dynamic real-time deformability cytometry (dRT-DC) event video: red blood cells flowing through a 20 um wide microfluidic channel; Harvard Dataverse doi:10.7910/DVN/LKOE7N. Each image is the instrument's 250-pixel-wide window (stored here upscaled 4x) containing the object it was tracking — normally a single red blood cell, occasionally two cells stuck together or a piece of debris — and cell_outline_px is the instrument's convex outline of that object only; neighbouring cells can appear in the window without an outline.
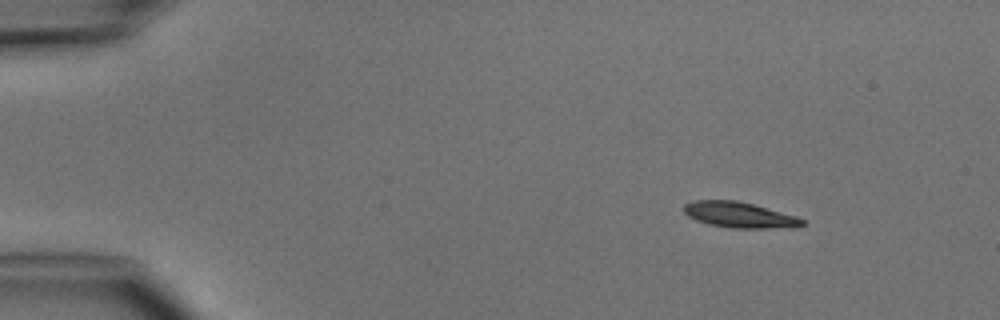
{"species": "common noctule bat (a hibernating species)", "species_latin": "Nyctalus noctula", "temperature_condition": "cold", "stored_images_in_passage": 5, "camera_frame_rate_fps": 3000, "um_per_image_px": 0.085, "animal": {"sex": "male", "body_mass_g": 15.6}, "frame": {"image": 1, "passage_image": 1, "time_ms": 0.0, "image_size_px": [1000, 320], "cell_outline_px": [[804, 224], [800, 228], [732, 228], [708, 224], [696, 220], [688, 216], [680, 208], [684, 204], [692, 200], [736, 200], [752, 204], [796, 216], [804, 220]], "centroid_in_image_um": [62.83, 18.27], "position_along_channel_um": 22.2, "area_um2": 17.92}}
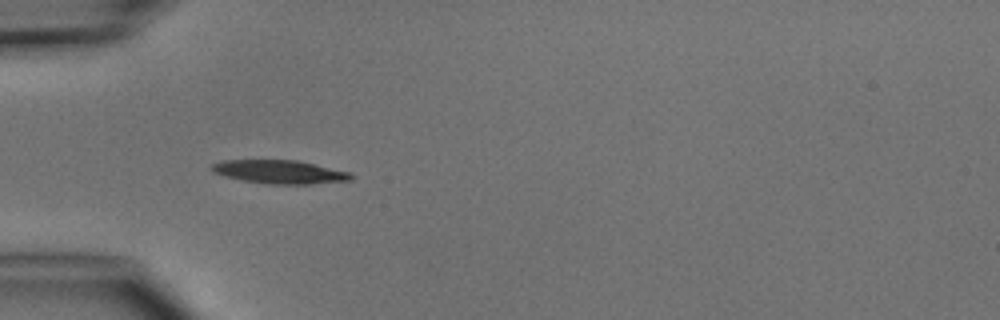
{"frame": {"image": 2, "passage_image": 3, "time_ms": 3.0, "image_size_px": [1000, 320], "cell_outline_px": [[352, 180], [308, 184], [268, 184], [244, 180], [224, 176], [212, 172], [212, 164], [220, 160], [296, 160], [352, 172]], "centroid_in_image_um": [23.78, 14.6], "position_along_channel_um": 61.2, "area_um2": 19.02}}
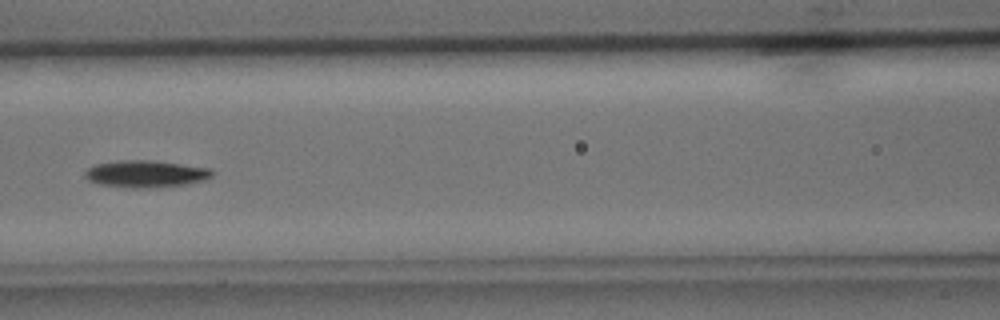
{"frame": {"image": 3, "passage_image": 5, "time_ms": 5.333, "image_size_px": [1000, 320], "cell_outline_px": [[212, 176], [204, 180], [188, 184], [148, 188], [128, 188], [100, 184], [88, 180], [84, 176], [84, 172], [88, 168], [96, 164], [120, 160], [152, 160], [212, 168]], "centroid_in_image_um": [12.39, 14.78], "position_along_channel_um": 154.2, "area_um2": 20.11}}